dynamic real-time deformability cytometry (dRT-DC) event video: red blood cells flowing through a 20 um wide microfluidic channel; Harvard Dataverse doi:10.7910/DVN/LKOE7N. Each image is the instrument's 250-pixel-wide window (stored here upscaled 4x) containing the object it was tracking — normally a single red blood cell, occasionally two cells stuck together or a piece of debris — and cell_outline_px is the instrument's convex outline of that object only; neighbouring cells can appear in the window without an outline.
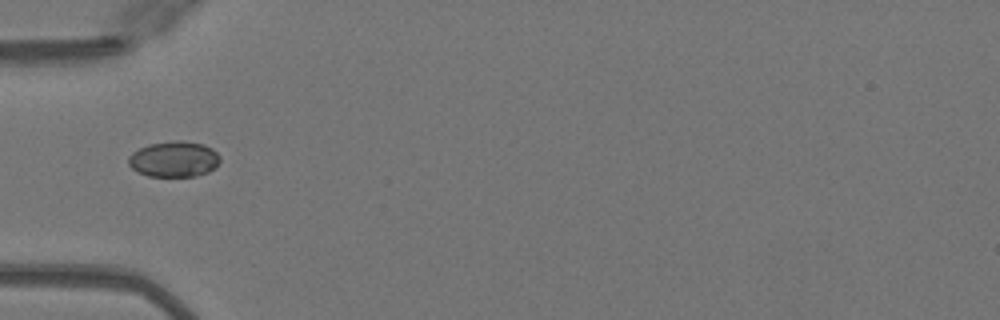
{"species": "Egyptian fruit bat (a non-hibernating species)", "species_latin": "Rousettus aegyptiacus", "temperature_condition": "warm", "stored_images_in_passage": 29, "camera_frame_rate_fps": 3000, "um_per_image_px": 0.085, "animal": {"sex": "female"}, "frame": {"image": 1, "passage_image": 1, "time_ms": 0.0, "image_size_px": [1000, 320], "cell_outline_px": [[220, 160], [216, 168], [208, 172], [196, 176], [148, 176], [136, 172], [128, 164], [128, 156], [132, 152], [148, 144], [176, 140], [180, 140], [204, 144], [212, 148], [220, 156]], "centroid_in_image_um": [14.79, 13.53], "position_along_channel_um": 70.2, "area_um2": 19.31}}
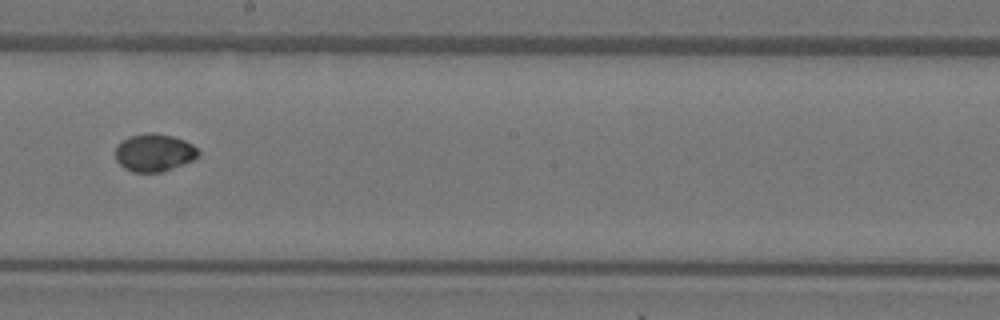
{"frame": {"image": 2, "passage_image": 13, "time_ms": 4.0, "image_size_px": [1000, 320], "cell_outline_px": [[200, 156], [192, 160], [172, 168], [160, 172], [132, 172], [124, 168], [116, 160], [116, 148], [120, 140], [128, 136], [148, 132], [152, 132], [172, 136], [184, 140], [192, 144], [200, 152]], "centroid_in_image_um": [13.09, 12.96], "position_along_channel_um": 235.1, "area_um2": 18.26}}
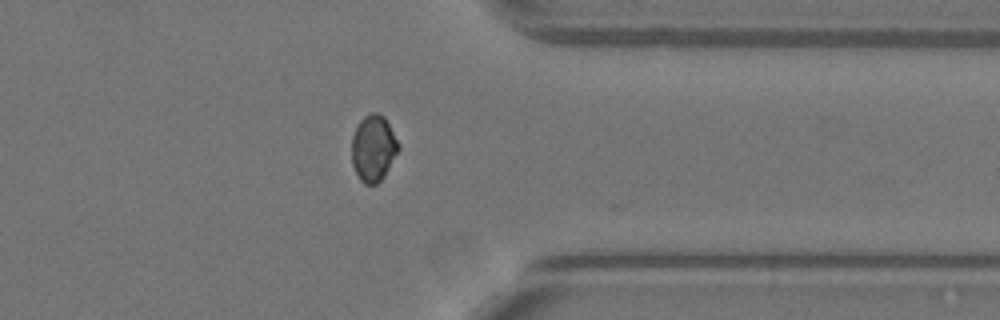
{"frame": {"image": 3, "passage_image": 24, "time_ms": 7.667, "image_size_px": [1000, 320], "cell_outline_px": [[400, 148], [384, 176], [376, 184], [364, 184], [360, 180], [352, 164], [352, 136], [360, 120], [364, 116], [372, 112], [376, 112], [384, 116], [400, 144]], "centroid_in_image_um": [31.74, 12.59], "position_along_channel_um": 379.7, "area_um2": 18.03}}